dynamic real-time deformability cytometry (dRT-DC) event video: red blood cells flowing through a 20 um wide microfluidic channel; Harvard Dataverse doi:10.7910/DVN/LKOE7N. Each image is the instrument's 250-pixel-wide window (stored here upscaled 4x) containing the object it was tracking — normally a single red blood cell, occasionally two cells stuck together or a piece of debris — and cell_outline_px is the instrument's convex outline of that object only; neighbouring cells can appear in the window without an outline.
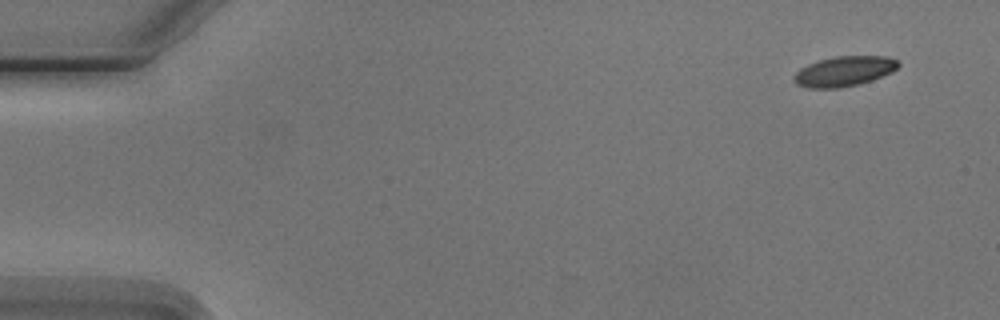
{"species": "Egyptian fruit bat (a non-hibernating species)", "species_latin": "Rousettus aegyptiacus", "temperature_condition": "cold", "stored_images_in_passage": 4, "camera_frame_rate_fps": 3000, "um_per_image_px": 0.085, "animal": {"sex": "male"}, "frame": {"image": 1, "passage_image": 1, "time_ms": 0.0, "image_size_px": [1000, 320], "cell_outline_px": [[900, 64], [892, 72], [872, 80], [860, 84], [840, 88], [808, 88], [796, 84], [792, 80], [792, 76], [800, 68], [808, 64], [820, 60], [836, 56], [888, 56], [896, 60]], "centroid_in_image_um": [71.72, 6.07], "position_along_channel_um": 13.3, "area_um2": 18.38}}